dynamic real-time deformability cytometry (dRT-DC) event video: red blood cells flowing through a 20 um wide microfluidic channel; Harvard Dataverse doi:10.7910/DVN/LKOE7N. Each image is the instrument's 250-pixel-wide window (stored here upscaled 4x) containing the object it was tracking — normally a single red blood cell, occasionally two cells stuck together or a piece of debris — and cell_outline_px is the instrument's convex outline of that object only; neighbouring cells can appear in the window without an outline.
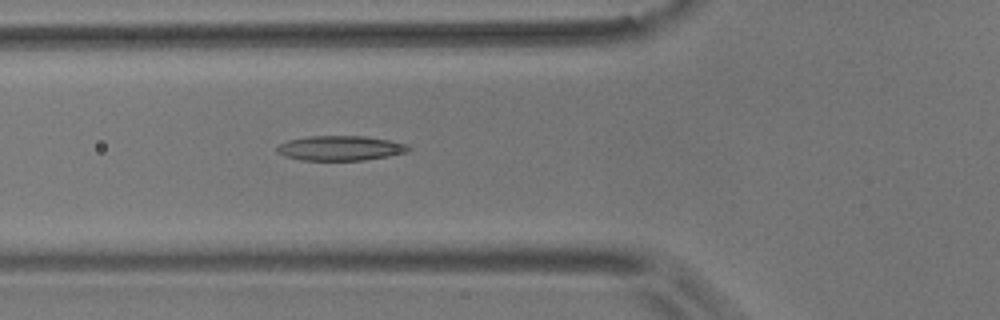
{"species": "common noctule bat (a hibernating species)", "species_latin": "Nyctalus noctula", "temperature_condition": "room temperature", "stored_images_in_passage": 46, "camera_frame_rate_fps": 3000, "um_per_image_px": 0.085, "animal": {"sex": "male", "body_mass_g": 17.9}, "frame": {"image": 1, "passage_image": 12, "time_ms": 3.667, "image_size_px": [1000, 320], "cell_outline_px": [[412, 148], [408, 152], [388, 156], [364, 160], [300, 160], [284, 156], [276, 152], [276, 148], [280, 144], [288, 140], [308, 136], [364, 136], [388, 140], [408, 144]], "centroid_in_image_um": [28.93, 12.59], "position_along_channel_um": 96.9, "area_um2": 19.07}}
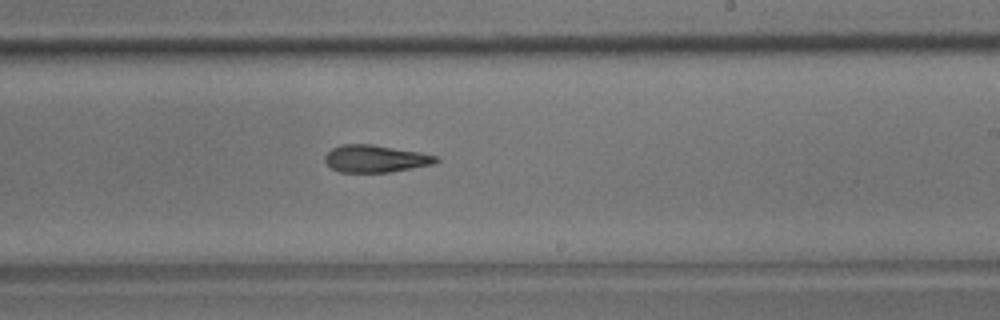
{"frame": {"image": 2, "passage_image": 25, "time_ms": 8.0, "image_size_px": [1000, 320], "cell_outline_px": [[440, 160], [432, 164], [412, 168], [388, 172], [340, 172], [332, 168], [324, 160], [324, 156], [332, 148], [340, 144], [372, 144], [420, 152], [436, 156]], "centroid_in_image_um": [31.89, 13.48], "position_along_channel_um": 257.1, "area_um2": 17.57}}
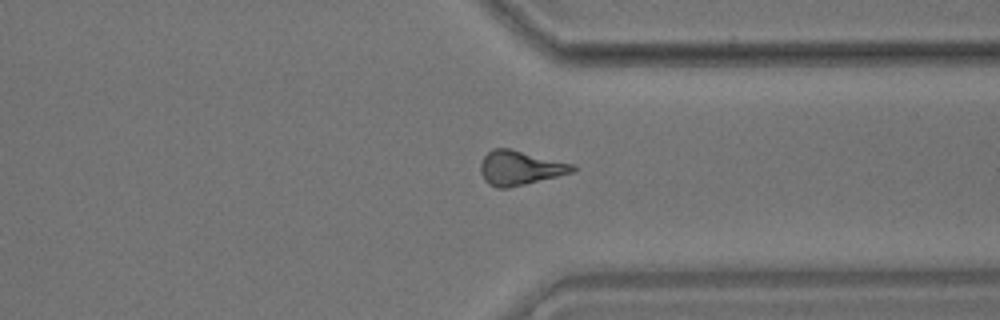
{"frame": {"image": 3, "passage_image": 34, "time_ms": 11.0, "image_size_px": [1000, 320], "cell_outline_px": [[576, 168], [572, 172], [508, 188], [496, 188], [488, 184], [484, 180], [480, 172], [480, 164], [484, 156], [492, 148], [508, 148], [572, 164]], "centroid_in_image_um": [44.12, 14.27], "position_along_channel_um": 367.3, "area_um2": 18.09}, "authors_computed_cell_mechanics": {"area_um2": 18.0047, "velocity_mm_per_s": 3.6858, "shape_relaxation_time_tau1_ms": 5.8419, "shape_relaxation_time_tau2_ms": 4.5756, "deformation_change_tau1": 0.1525, "deformation_change_tau2": 0.1509}}